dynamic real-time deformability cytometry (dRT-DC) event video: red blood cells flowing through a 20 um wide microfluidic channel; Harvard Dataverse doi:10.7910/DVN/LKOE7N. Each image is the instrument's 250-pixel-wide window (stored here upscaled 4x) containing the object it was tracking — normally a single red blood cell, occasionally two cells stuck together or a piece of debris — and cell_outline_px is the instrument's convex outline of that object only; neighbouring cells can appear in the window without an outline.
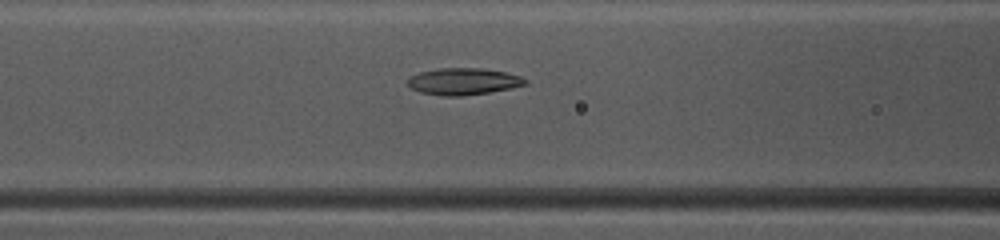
{"species": "common noctule bat (a hibernating species)", "species_latin": "Nyctalus noctula", "temperature_condition": "warm", "stored_images_in_passage": 30, "camera_frame_rate_fps": 3000, "um_per_image_px": 0.085, "animal": {"sex": "female", "body_mass_g": 10.0, "forearm_length_mm": 53.1}, "frame": {"image": 1, "passage_image": 6, "time_ms": 1.667, "image_size_px": [1000, 240], "cell_outline_px": [[528, 84], [512, 88], [488, 92], [460, 96], [444, 96], [420, 92], [412, 88], [408, 84], [408, 76], [420, 72], [440, 68], [480, 68], [504, 72], [520, 76], [528, 80]], "centroid_in_image_um": [39.39, 6.92], "position_along_channel_um": 127.2, "area_um2": 18.26}}
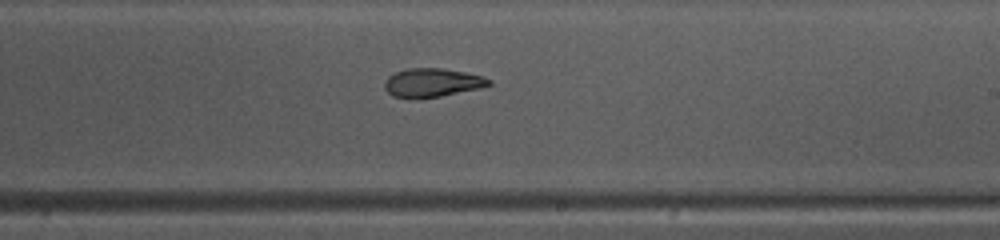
{"frame": {"image": 2, "passage_image": 15, "time_ms": 4.667, "image_size_px": [1000, 240], "cell_outline_px": [[492, 84], [480, 88], [440, 96], [416, 100], [392, 96], [384, 88], [384, 80], [388, 76], [396, 72], [408, 68], [444, 68], [484, 76], [492, 80]], "centroid_in_image_um": [36.71, 7.04], "position_along_channel_um": 252.3, "area_um2": 17.74}}
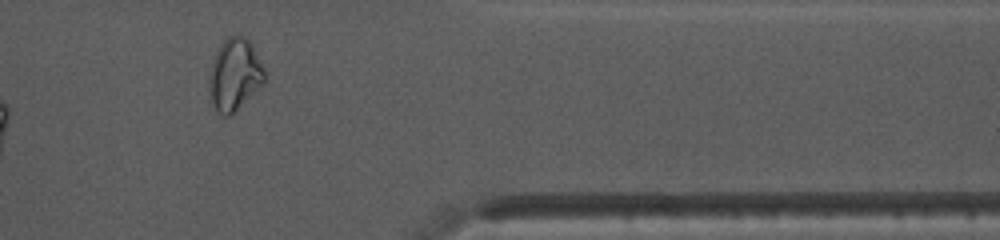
{"frame": {"image": 3, "passage_image": 26, "time_ms": 8.333, "image_size_px": [1000, 240], "cell_outline_px": [[264, 84], [228, 116], [224, 116], [212, 104], [208, 92], [208, 80], [212, 60], [220, 44], [228, 36], [244, 36], [252, 44], [264, 72]], "centroid_in_image_um": [19.9, 6.33], "position_along_channel_um": 391.5, "area_um2": 22.89}, "authors_computed_cell_mechanics": {"area_um2": 18.0336, "velocity_mm_per_s": 4.162, "shape_relaxation_time_tau1_ms": 4.8672, "shape_relaxation_time_tau2_ms": 4.014, "deformation_change_tau1": 0.1793, "deformation_change_tau2": 0.0647}}